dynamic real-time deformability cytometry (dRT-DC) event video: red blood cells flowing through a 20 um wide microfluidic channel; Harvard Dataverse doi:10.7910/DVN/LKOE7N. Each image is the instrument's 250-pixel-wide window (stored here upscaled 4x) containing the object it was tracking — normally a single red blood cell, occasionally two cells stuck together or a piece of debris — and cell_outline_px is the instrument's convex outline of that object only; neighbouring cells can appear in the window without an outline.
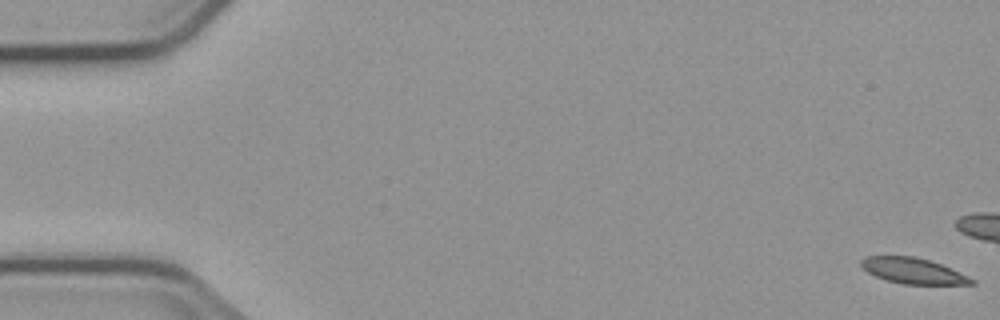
{"species": "common noctule bat (a hibernating species)", "species_latin": "Nyctalus noctula", "temperature_condition": "cold", "stored_images_in_passage": 5, "camera_frame_rate_fps": 3000, "um_per_image_px": 0.085, "animal": {"sex": "male", "body_mass_g": 23.1, "forearm_length_mm": 52.7}, "frame": {"image": 1, "passage_image": 1, "time_ms": 0.0, "image_size_px": [1000, 320], "cell_outline_px": [[976, 284], [904, 284], [884, 280], [868, 272], [860, 264], [860, 260], [864, 256], [912, 256], [928, 260], [940, 264], [968, 276], [976, 280]], "centroid_in_image_um": [77.59, 23.02], "position_along_channel_um": 7.4, "area_um2": 16.42}}